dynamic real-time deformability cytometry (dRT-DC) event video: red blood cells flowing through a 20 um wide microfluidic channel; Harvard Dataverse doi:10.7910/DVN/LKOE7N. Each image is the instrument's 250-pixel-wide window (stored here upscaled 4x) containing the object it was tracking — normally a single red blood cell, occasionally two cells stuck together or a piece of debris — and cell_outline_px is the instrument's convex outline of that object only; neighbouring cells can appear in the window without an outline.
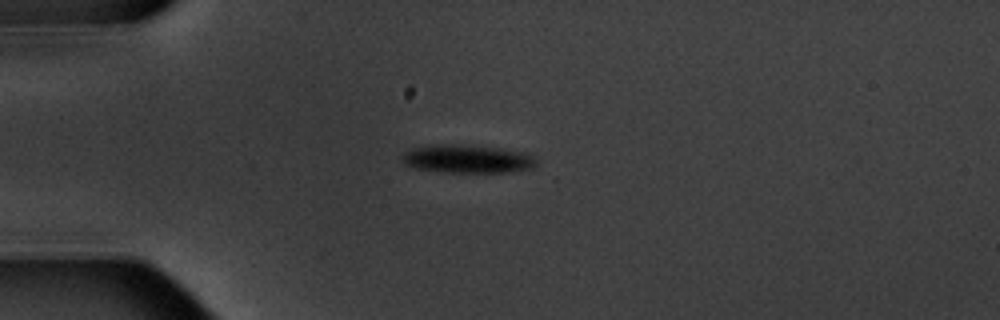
{"species": "common noctule bat (a hibernating species)", "species_latin": "Nyctalus noctula", "temperature_condition": "warm", "stored_images_in_passage": 1, "camera_frame_rate_fps": 3000, "um_per_image_px": 0.085, "animal": {"sex": "male", "body_mass_g": 20.1, "forearm_length_mm": 53.5}, "frame": {"image": 1, "passage_image": 1, "time_ms": 0.0, "image_size_px": [1000, 320], "cell_outline_px": [[536, 164], [532, 168], [512, 172], [448, 172], [416, 168], [404, 164], [400, 156], [404, 152], [412, 148], [428, 144], [456, 144], [496, 148], [520, 152], [536, 156]], "centroid_in_image_um": [39.68, 13.5], "position_along_channel_um": 45.3, "area_um2": 22.08}}